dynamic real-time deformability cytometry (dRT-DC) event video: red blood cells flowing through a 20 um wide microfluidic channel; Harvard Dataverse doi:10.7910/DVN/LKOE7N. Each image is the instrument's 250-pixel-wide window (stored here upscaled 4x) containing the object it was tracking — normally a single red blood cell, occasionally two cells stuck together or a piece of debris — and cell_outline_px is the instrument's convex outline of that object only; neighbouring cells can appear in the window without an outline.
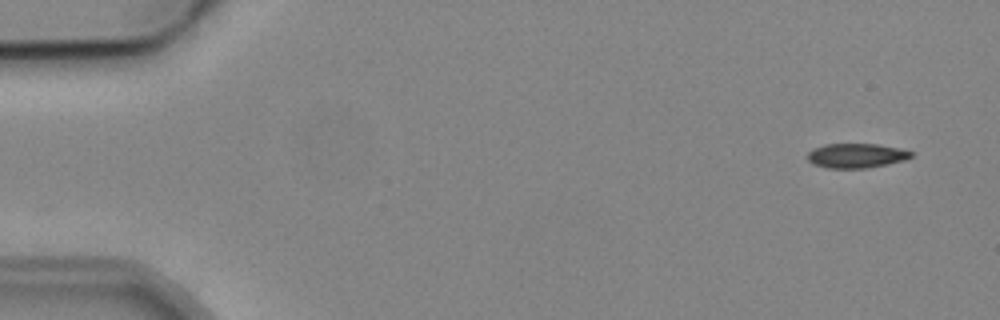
{"species": "common noctule bat (a hibernating species)", "species_latin": "Nyctalus noctula", "temperature_condition": "cold", "stored_images_in_passage": 5, "camera_frame_rate_fps": 3000, "um_per_image_px": 0.085, "animal": {"sex": "male", "body_mass_g": 19.2, "forearm_length_mm": 51.8}, "frame": {"image": 1, "passage_image": 1, "time_ms": 0.0, "image_size_px": [1000, 320], "cell_outline_px": [[912, 156], [904, 160], [888, 164], [868, 168], [828, 168], [812, 164], [808, 160], [808, 152], [812, 148], [824, 144], [876, 144], [896, 148], [912, 152]], "centroid_in_image_um": [72.73, 13.23], "position_along_channel_um": 12.3, "area_um2": 14.74}}